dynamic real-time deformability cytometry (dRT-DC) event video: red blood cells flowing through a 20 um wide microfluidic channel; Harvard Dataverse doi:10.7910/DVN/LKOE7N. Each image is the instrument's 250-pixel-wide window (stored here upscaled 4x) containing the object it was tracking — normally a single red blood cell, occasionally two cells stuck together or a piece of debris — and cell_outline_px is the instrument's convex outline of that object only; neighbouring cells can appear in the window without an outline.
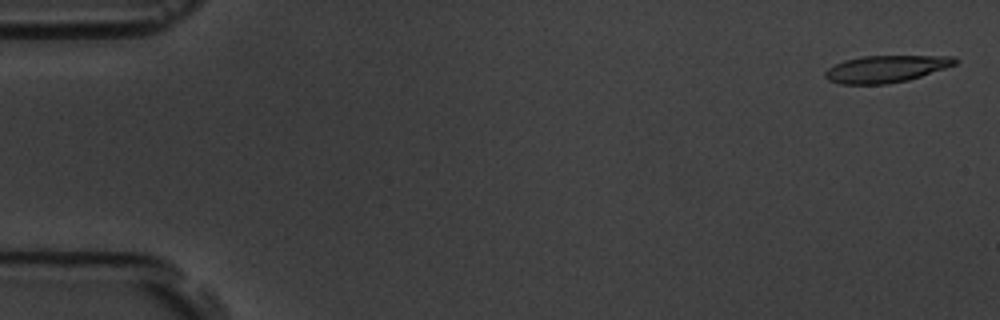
{"species": "common noctule bat (a hibernating species)", "species_latin": "Nyctalus noctula", "temperature_condition": "room temperature", "stored_images_in_passage": 6, "camera_frame_rate_fps": 3000, "um_per_image_px": 0.085, "animal": {"sex": "male", "body_mass_g": 19.5, "forearm_length_mm": 54.6}, "frame": {"image": 1, "passage_image": 1, "time_ms": 0.0, "image_size_px": [1000, 320], "cell_outline_px": [[956, 64], [908, 80], [888, 84], [840, 84], [828, 80], [824, 76], [824, 72], [828, 68], [844, 60], [860, 56], [952, 56], [956, 60]], "centroid_in_image_um": [75.25, 5.86], "position_along_channel_um": 9.8, "area_um2": 20.29}}
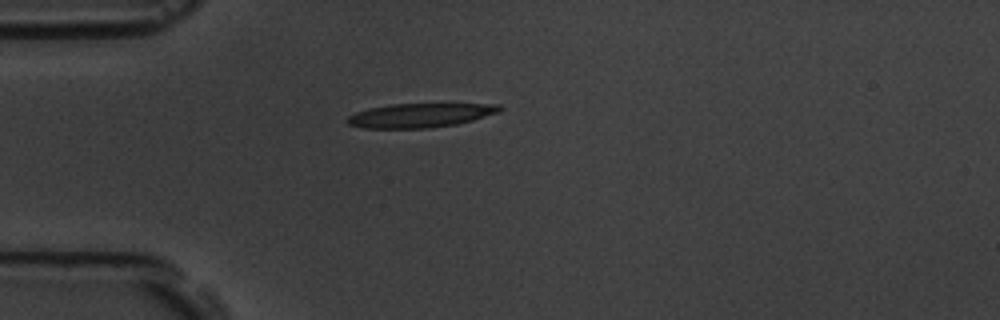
{"frame": {"image": 2, "passage_image": 5, "time_ms": 4.667, "image_size_px": [1000, 320], "cell_outline_px": [[504, 108], [500, 112], [472, 120], [456, 124], [428, 128], [364, 128], [348, 124], [344, 120], [348, 116], [356, 112], [368, 108], [392, 104], [500, 104]], "centroid_in_image_um": [35.7, 9.8], "position_along_channel_um": 49.3, "area_um2": 21.39}}